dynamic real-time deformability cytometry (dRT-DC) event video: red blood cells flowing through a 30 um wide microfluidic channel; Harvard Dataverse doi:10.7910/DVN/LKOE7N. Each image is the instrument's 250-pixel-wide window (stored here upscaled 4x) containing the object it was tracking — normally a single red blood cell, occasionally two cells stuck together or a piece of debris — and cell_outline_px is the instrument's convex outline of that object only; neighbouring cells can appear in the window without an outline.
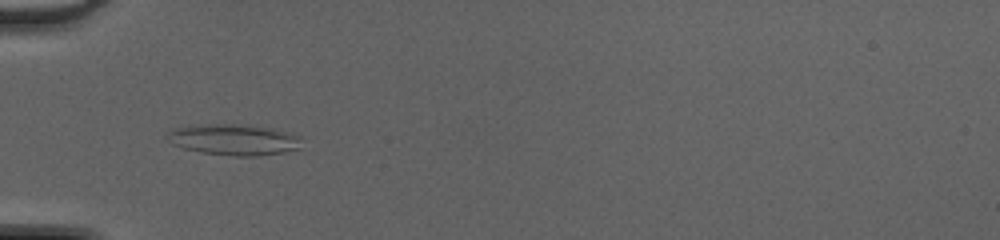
{"species": "common noctule bat (a hibernating species)", "species_latin": "Nyctalus noctula", "temperature_condition": "cold", "stored_images_in_passage": 9, "camera_frame_rate_fps": 3000, "um_per_image_px": 0.085, "animal": {"sex": "female", "body_mass_g": 20.0, "forearm_length_mm": 54.0}, "frame": {"image": 1, "passage_image": 2, "time_ms": 0.333, "image_size_px": [1000, 240], "cell_outline_px": [[300, 148], [284, 152], [256, 156], [232, 156], [200, 152], [184, 148], [172, 144], [168, 132], [172, 128], [196, 124], [236, 124], [272, 128], [300, 136]], "centroid_in_image_um": [19.87, 11.87], "position_along_channel_um": 65.1, "area_um2": 24.22}}
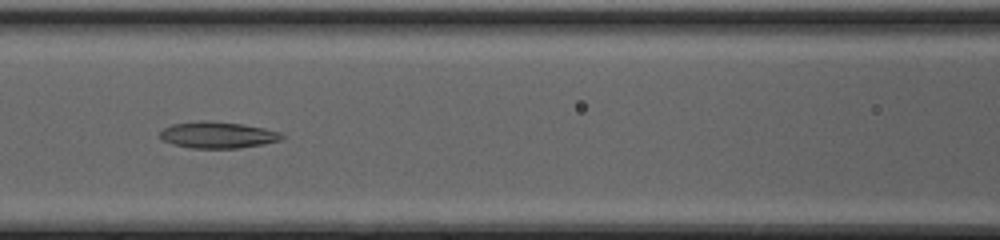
{"frame": {"image": 2, "passage_image": 8, "time_ms": 2.333, "image_size_px": [1000, 240], "cell_outline_px": [[284, 136], [280, 140], [264, 144], [240, 148], [192, 148], [172, 144], [160, 140], [160, 132], [164, 128], [172, 124], [200, 120], [208, 120], [244, 124], [264, 128], [280, 132]], "centroid_in_image_um": [18.48, 11.47], "position_along_channel_um": 148.1, "area_um2": 18.96}}